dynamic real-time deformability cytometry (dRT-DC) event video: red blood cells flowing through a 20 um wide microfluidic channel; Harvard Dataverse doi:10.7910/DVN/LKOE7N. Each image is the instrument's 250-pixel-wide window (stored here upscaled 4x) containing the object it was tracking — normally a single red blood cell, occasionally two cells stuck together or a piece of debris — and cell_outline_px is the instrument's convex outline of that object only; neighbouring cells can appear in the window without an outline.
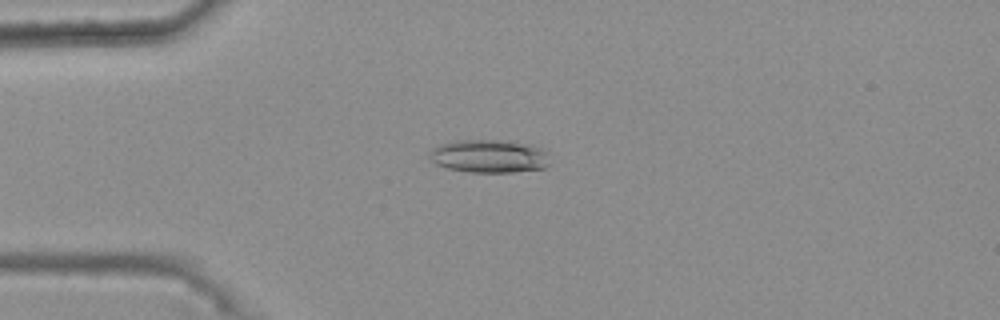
{"species": "common noctule bat (a hibernating species)", "species_latin": "Nyctalus noctula", "temperature_condition": "warm", "stored_images_in_passage": 48, "camera_frame_rate_fps": 3000, "um_per_image_px": 0.085, "animal": {"sex": "female", "body_mass_g": 25.1}, "frame": {"image": 1, "passage_image": 14, "time_ms": 4.333, "image_size_px": [1000, 320], "cell_outline_px": [[548, 164], [544, 168], [512, 172], [468, 172], [448, 168], [436, 164], [428, 160], [428, 156], [432, 148], [440, 144], [456, 140], [504, 140], [524, 144], [540, 148], [548, 152]], "centroid_in_image_um": [41.52, 13.28], "position_along_channel_um": 43.5, "area_um2": 23.24}}
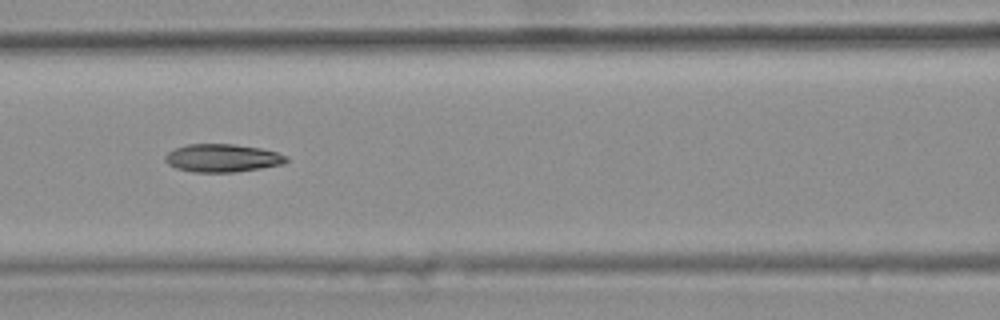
{"frame": {"image": 2, "passage_image": 24, "time_ms": 7.667, "image_size_px": [1000, 320], "cell_outline_px": [[288, 160], [284, 164], [260, 168], [232, 172], [192, 172], [176, 168], [168, 164], [164, 160], [164, 156], [168, 152], [176, 148], [188, 144], [232, 144], [260, 148], [276, 152], [288, 156]], "centroid_in_image_um": [18.89, 13.43], "position_along_channel_um": 147.7, "area_um2": 19.71}}
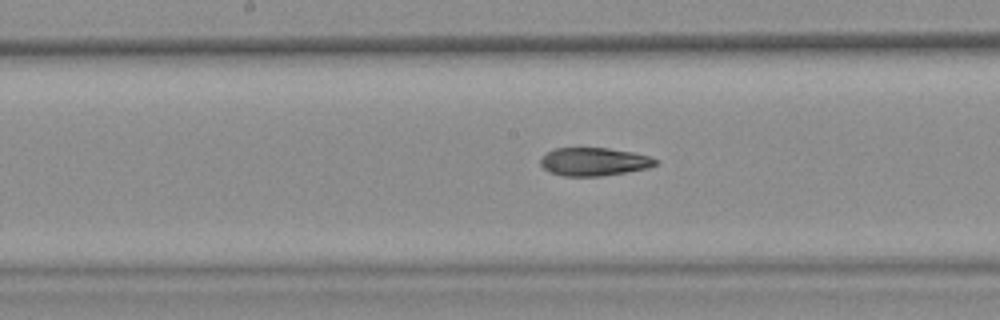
{"frame": {"image": 3, "passage_image": 28, "time_ms": 9.0, "image_size_px": [1000, 320], "cell_outline_px": [[660, 160], [656, 164], [648, 168], [600, 176], [564, 176], [548, 172], [540, 164], [540, 160], [548, 152], [556, 148], [608, 148], [632, 152], [648, 156]], "centroid_in_image_um": [50.49, 13.75], "position_along_channel_um": 197.7, "area_um2": 18.73}, "authors_computed_cell_mechanics": {"area_um2": 19.9121, "velocity_mm_per_s": 3.7599, "shape_relaxation_time_tau1_ms": null, "shape_relaxation_time_tau2_ms": 3.9186, "deformation_change_tau1": null, "deformation_change_tau2": 0.128}}